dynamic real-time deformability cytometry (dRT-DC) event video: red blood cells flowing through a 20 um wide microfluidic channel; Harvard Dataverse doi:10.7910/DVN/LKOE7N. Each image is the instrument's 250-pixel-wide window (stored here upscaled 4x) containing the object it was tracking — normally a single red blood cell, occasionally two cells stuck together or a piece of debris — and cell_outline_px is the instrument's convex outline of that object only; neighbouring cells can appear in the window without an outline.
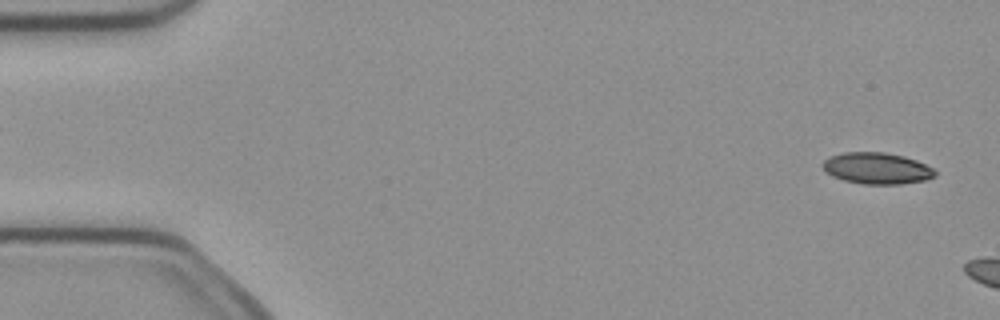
{"species": "common noctule bat (a hibernating species)", "species_latin": "Nyctalus noctula", "temperature_condition": "cold", "stored_images_in_passage": 6, "segment_of_instrument_passage": [2, 2], "camera_frame_rate_fps": 3000, "um_per_image_px": 0.085, "animal": {"sex": "female", "body_mass_g": 21.9}, "frame": {"image": 1, "passage_image": 6, "time_ms": 1.667, "image_size_px": [1000, 320], "cell_outline_px": [[936, 176], [924, 180], [900, 184], [864, 184], [844, 180], [832, 176], [824, 172], [820, 164], [824, 160], [832, 156], [844, 152], [884, 152], [904, 156], [916, 160], [932, 168], [936, 172]], "centroid_in_image_um": [74.5, 14.3], "position_along_channel_um": 10.5, "area_um2": 20.58}}